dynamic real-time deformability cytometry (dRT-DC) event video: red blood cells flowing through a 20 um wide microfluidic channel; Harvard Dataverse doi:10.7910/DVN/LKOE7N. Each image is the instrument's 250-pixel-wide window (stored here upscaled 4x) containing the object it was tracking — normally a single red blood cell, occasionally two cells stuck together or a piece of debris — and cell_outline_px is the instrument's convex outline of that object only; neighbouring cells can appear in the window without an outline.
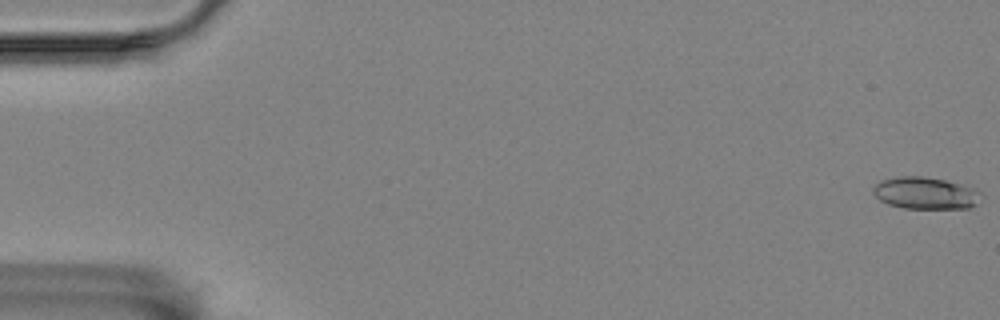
{"species": "Egyptian fruit bat (a non-hibernating species)", "species_latin": "Rousettus aegyptiacus", "temperature_condition": "room temperature", "stored_images_in_passage": 55, "camera_frame_rate_fps": 3000, "um_per_image_px": 0.085, "animal": {"sex": "female"}, "frame": {"image": 1, "passage_image": 1, "time_ms": 0.0, "image_size_px": [1000, 320], "cell_outline_px": [[976, 204], [968, 208], [904, 208], [888, 204], [880, 200], [872, 192], [872, 188], [880, 180], [900, 176], [924, 176], [944, 180], [968, 188], [972, 192]], "centroid_in_image_um": [78.45, 16.41], "position_along_channel_um": 6.5, "area_um2": 19.19}}
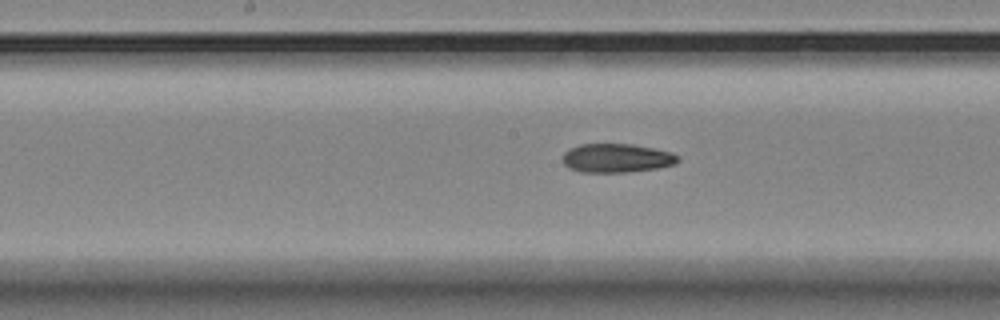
{"frame": {"image": 2, "passage_image": 30, "time_ms": 9.667, "image_size_px": [1000, 320], "cell_outline_px": [[680, 160], [676, 164], [656, 168], [628, 172], [580, 172], [568, 168], [564, 164], [564, 152], [580, 144], [632, 144], [672, 152], [680, 156]], "centroid_in_image_um": [52.45, 13.44], "position_along_channel_um": 195.8, "area_um2": 19.36}}
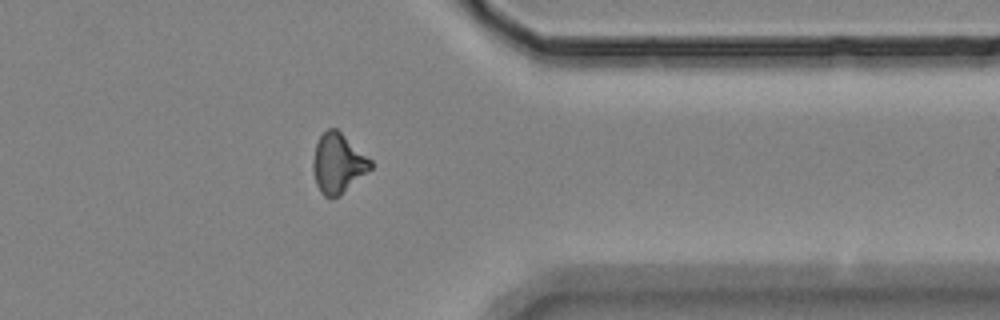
{"frame": {"image": 3, "passage_image": 47, "time_ms": 15.333, "image_size_px": [1000, 320], "cell_outline_px": [[372, 168], [368, 172], [340, 196], [332, 200], [324, 196], [320, 192], [316, 184], [312, 172], [312, 160], [316, 144], [320, 136], [328, 128], [336, 128], [372, 160]], "centroid_in_image_um": [28.71, 13.92], "position_along_channel_um": 382.7, "area_um2": 20.29}, "authors_computed_cell_mechanics": {"area_um2": 19.363, "velocity_mm_per_s": 3.4537, "shape_relaxation_time_tau1_ms": null, "shape_relaxation_time_tau2_ms": 3.3391, "deformation_change_tau1": null, "deformation_change_tau2": 0.1108}}